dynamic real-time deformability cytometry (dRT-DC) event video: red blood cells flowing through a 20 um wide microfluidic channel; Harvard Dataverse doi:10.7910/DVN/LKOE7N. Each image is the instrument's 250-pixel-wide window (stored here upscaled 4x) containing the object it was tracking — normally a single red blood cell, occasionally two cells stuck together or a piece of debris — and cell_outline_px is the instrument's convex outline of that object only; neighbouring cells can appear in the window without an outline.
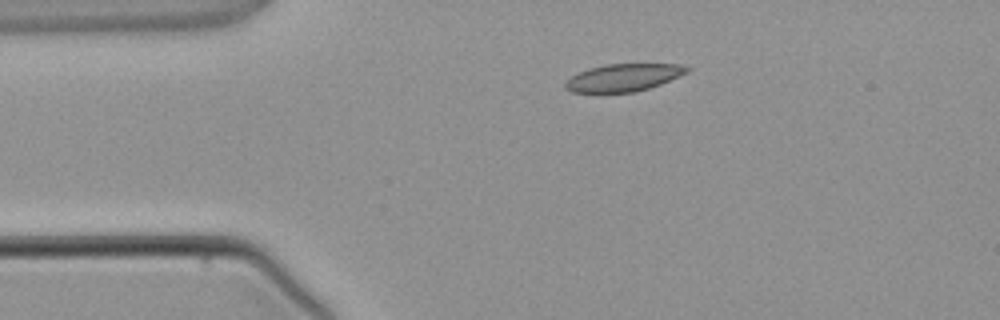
{"species": "common noctule bat (a hibernating species)", "species_latin": "Nyctalus noctula", "temperature_condition": "warm", "stored_images_in_passage": 2, "camera_frame_rate_fps": 3000, "um_per_image_px": 0.085, "animal": {"sex": "male", "body_mass_g": 21.5, "forearm_length_mm": 52.0}, "frame": {"image": 1, "passage_image": 2, "time_ms": 1.333, "image_size_px": [1000, 320], "cell_outline_px": [[692, 68], [688, 72], [660, 84], [636, 92], [572, 92], [564, 88], [564, 84], [572, 76], [588, 68], [608, 64], [680, 64]], "centroid_in_image_um": [53.01, 6.59], "position_along_channel_um": 32.0, "area_um2": 19.31}}